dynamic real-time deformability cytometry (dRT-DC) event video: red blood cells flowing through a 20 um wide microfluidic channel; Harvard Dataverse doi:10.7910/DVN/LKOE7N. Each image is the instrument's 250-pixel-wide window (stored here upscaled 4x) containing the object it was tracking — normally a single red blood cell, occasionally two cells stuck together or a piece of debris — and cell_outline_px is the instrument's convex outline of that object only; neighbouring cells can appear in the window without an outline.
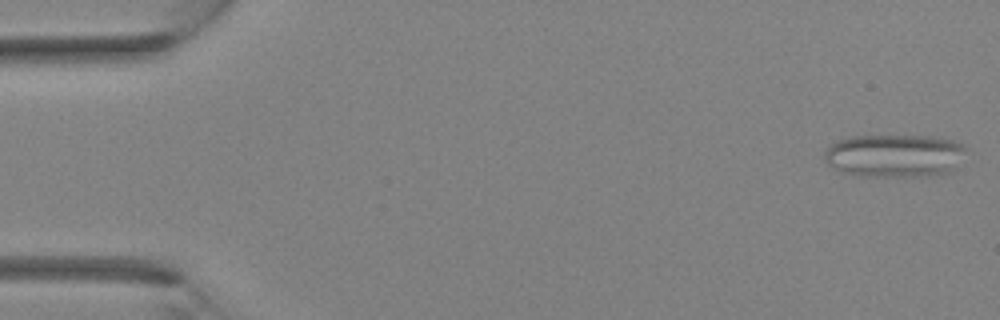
{"species": "Egyptian fruit bat (a non-hibernating species)", "species_latin": "Rousettus aegyptiacus", "temperature_condition": "room temperature", "stored_images_in_passage": 37, "camera_frame_rate_fps": 3000, "um_per_image_px": 0.085, "animal": {"sex": "female"}, "frame": {"image": 1, "passage_image": 1, "time_ms": 0.0, "image_size_px": [1000, 320], "cell_outline_px": [[968, 148], [960, 168], [948, 172], [924, 176], [860, 176], [840, 172], [828, 164], [824, 160], [824, 152], [836, 140], [852, 136], [932, 136], [952, 140], [964, 144]], "centroid_in_image_um": [76.1, 13.23], "position_along_channel_um": 8.9, "area_um2": 36.13}}
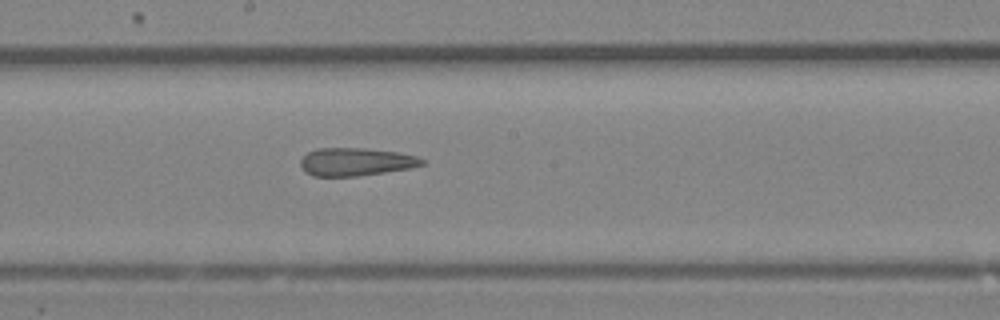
{"frame": {"image": 2, "passage_image": 20, "time_ms": 6.333, "image_size_px": [1000, 320], "cell_outline_px": [[428, 160], [424, 164], [412, 168], [356, 176], [312, 176], [304, 172], [300, 168], [300, 160], [308, 152], [316, 148], [364, 148], [396, 152], [416, 156]], "centroid_in_image_um": [30.23, 13.76], "position_along_channel_um": 218.0, "area_um2": 19.94}}
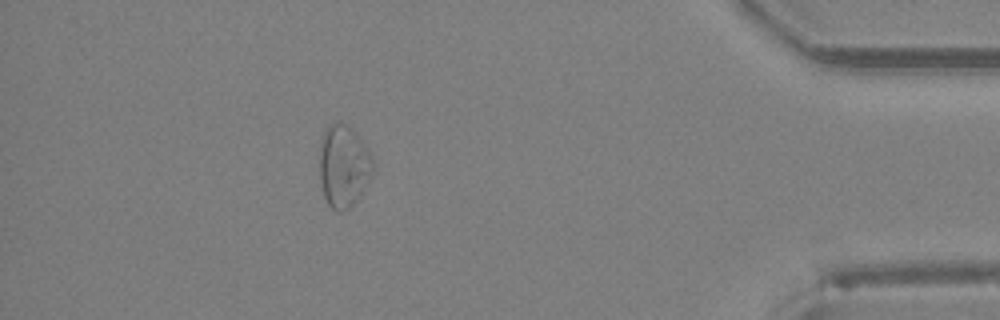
{"frame": {"image": 3, "passage_image": 33, "time_ms": 10.667, "image_size_px": [1000, 320], "cell_outline_px": [[376, 168], [372, 176], [356, 200], [348, 208], [340, 212], [332, 208], [328, 204], [324, 196], [320, 180], [320, 148], [324, 132], [336, 120], [352, 128], [368, 148], [372, 156]], "centroid_in_image_um": [29.24, 14.11], "position_along_channel_um": 406.0, "area_um2": 25.61}}